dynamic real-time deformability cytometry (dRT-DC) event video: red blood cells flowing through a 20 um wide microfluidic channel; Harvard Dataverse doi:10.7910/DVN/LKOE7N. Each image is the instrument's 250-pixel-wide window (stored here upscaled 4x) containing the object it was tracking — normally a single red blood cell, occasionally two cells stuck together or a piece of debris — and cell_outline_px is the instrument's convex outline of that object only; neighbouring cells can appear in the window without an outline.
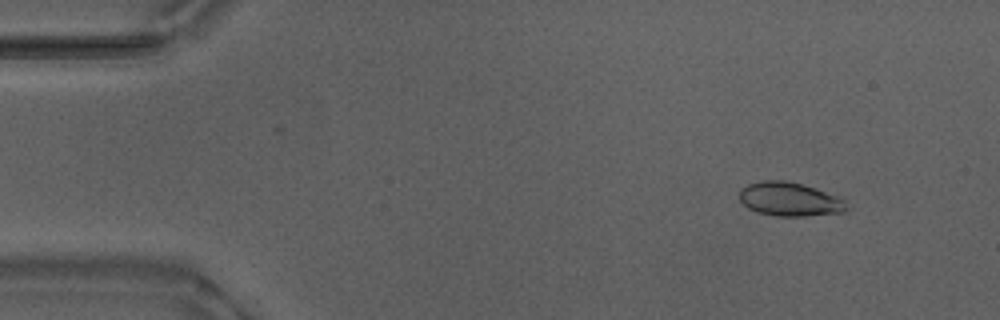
{"species": "Egyptian fruit bat (a non-hibernating species)", "species_latin": "Rousettus aegyptiacus", "temperature_condition": "warm", "stored_images_in_passage": 54, "camera_frame_rate_fps": 3000, "um_per_image_px": 0.085, "animal": {"sex": "male"}, "frame": {"image": 1, "passage_image": 6, "time_ms": 1.667, "image_size_px": [1000, 320], "cell_outline_px": [[848, 208], [844, 212], [804, 216], [776, 216], [756, 212], [748, 208], [740, 200], [740, 188], [748, 184], [760, 180], [784, 180], [800, 184], [836, 196], [844, 200]], "centroid_in_image_um": [67.07, 16.94], "position_along_channel_um": 17.9, "area_um2": 20.92}}
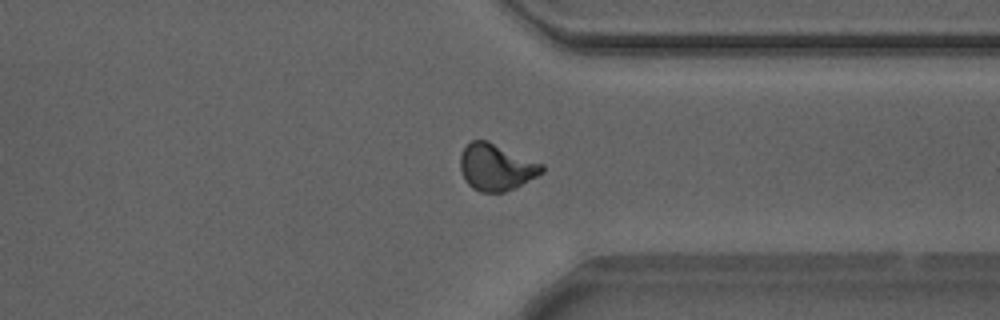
{"frame": {"image": 2, "passage_image": 41, "time_ms": 13.333, "image_size_px": [1000, 320], "cell_outline_px": [[544, 172], [504, 192], [480, 192], [472, 188], [464, 180], [460, 172], [460, 156], [464, 148], [472, 140], [488, 140], [544, 164]], "centroid_in_image_um": [42.15, 14.2], "position_along_channel_um": 369.3, "area_um2": 22.2}}
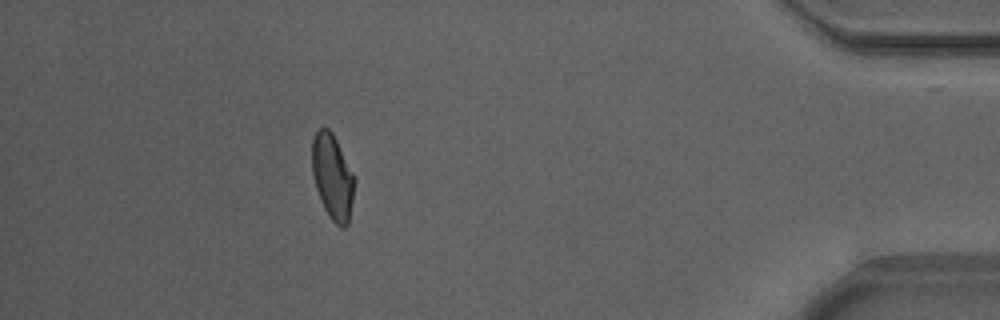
{"frame": {"image": 3, "passage_image": 48, "time_ms": 15.667, "image_size_px": [1000, 320], "cell_outline_px": [[356, 180], [348, 224], [344, 228], [340, 228], [328, 216], [320, 200], [316, 188], [312, 172], [312, 140], [316, 132], [320, 128], [328, 128], [332, 132], [356, 176]], "centroid_in_image_um": [28.28, 15.04], "position_along_channel_um": 406.9, "area_um2": 21.33}, "authors_computed_cell_mechanics": {"area_um2": 21.1837, "velocity_mm_per_s": 3.8682, "shape_relaxation_time_tau1_ms": 4.9122, "shape_relaxation_time_tau2_ms": 0.9083, "deformation_change_tau1": 0.1705, "deformation_change_tau2": 0.06}}